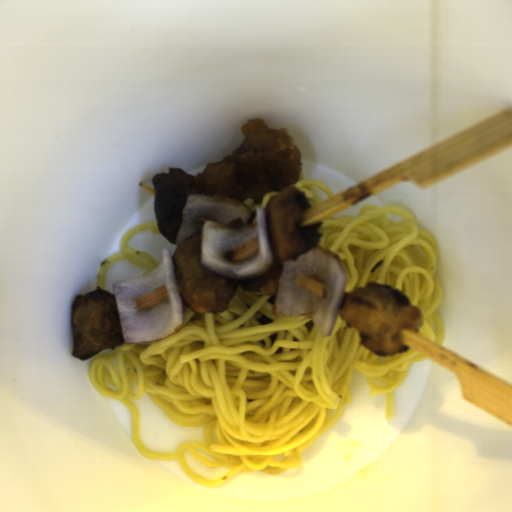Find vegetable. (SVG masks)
Wrapping results in <instances>:
<instances>
[{"mask_svg": "<svg viewBox=\"0 0 512 512\" xmlns=\"http://www.w3.org/2000/svg\"><path fill=\"white\" fill-rule=\"evenodd\" d=\"M200 236L199 263L221 277L259 278L272 264L265 208L249 205L227 196L190 194L182 211L176 245ZM257 237L259 248L247 258L229 259L228 249Z\"/></svg>", "mask_w": 512, "mask_h": 512, "instance_id": "obj_1", "label": "vegetable"}, {"mask_svg": "<svg viewBox=\"0 0 512 512\" xmlns=\"http://www.w3.org/2000/svg\"><path fill=\"white\" fill-rule=\"evenodd\" d=\"M169 298L146 309H138L135 298L160 286ZM113 293L124 344H148L163 340L184 324L183 297L170 248L161 250V262L151 273L128 280H116Z\"/></svg>", "mask_w": 512, "mask_h": 512, "instance_id": "obj_2", "label": "vegetable"}, {"mask_svg": "<svg viewBox=\"0 0 512 512\" xmlns=\"http://www.w3.org/2000/svg\"><path fill=\"white\" fill-rule=\"evenodd\" d=\"M300 272L324 284L325 296L297 285L294 279ZM344 287L345 272L338 255L314 245L295 260L283 262L272 313L275 317L283 318L310 315L321 336H330L336 323Z\"/></svg>", "mask_w": 512, "mask_h": 512, "instance_id": "obj_3", "label": "vegetable"}]
</instances>
